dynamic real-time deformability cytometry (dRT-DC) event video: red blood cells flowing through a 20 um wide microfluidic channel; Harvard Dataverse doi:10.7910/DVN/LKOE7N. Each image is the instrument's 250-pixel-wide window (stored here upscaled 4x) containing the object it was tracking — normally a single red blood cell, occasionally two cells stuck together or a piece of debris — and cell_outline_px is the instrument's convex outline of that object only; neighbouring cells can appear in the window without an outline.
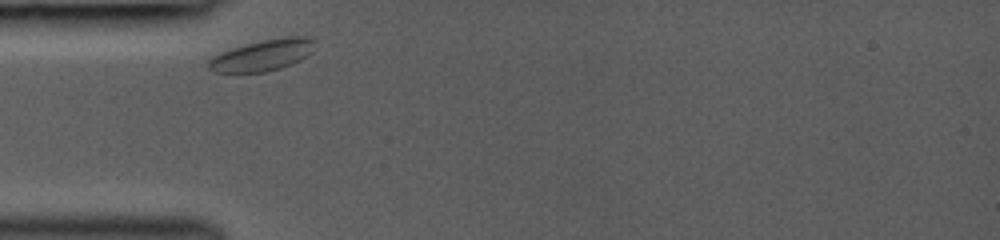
{"species": "common noctule bat (a hibernating species)", "species_latin": "Nyctalus noctula", "temperature_condition": "room temperature", "stored_images_in_passage": 18, "camera_frame_rate_fps": 3000, "um_per_image_px": 0.085, "animal": {"sex": "female", "body_mass_g": 19.0, "forearm_length_mm": 53.3}, "frame": {"image": 1, "passage_image": 1, "time_ms": 0.0, "image_size_px": [1000, 240], "cell_outline_px": [[316, 40], [312, 52], [300, 60], [292, 64], [280, 68], [264, 72], [212, 72], [208, 68], [208, 60], [224, 52], [248, 44], [264, 40], [288, 36], [308, 36]], "centroid_in_image_um": [22.39, 4.69], "position_along_channel_um": 62.6, "area_um2": 19.02}}
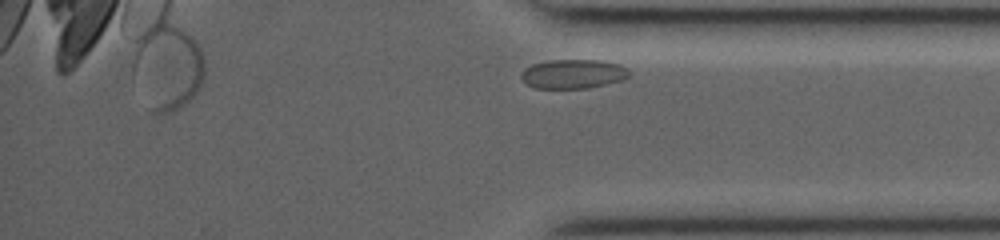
{"frame": {"image": 2, "passage_image": 18, "time_ms": 8.667, "image_size_px": [1000, 240], "cell_outline_px": [[628, 76], [624, 80], [588, 88], [536, 88], [528, 84], [520, 76], [524, 68], [532, 64], [552, 60], [604, 60], [620, 64], [628, 68]], "centroid_in_image_um": [48.75, 6.27], "position_along_channel_um": 386.4, "area_um2": 18.38}}